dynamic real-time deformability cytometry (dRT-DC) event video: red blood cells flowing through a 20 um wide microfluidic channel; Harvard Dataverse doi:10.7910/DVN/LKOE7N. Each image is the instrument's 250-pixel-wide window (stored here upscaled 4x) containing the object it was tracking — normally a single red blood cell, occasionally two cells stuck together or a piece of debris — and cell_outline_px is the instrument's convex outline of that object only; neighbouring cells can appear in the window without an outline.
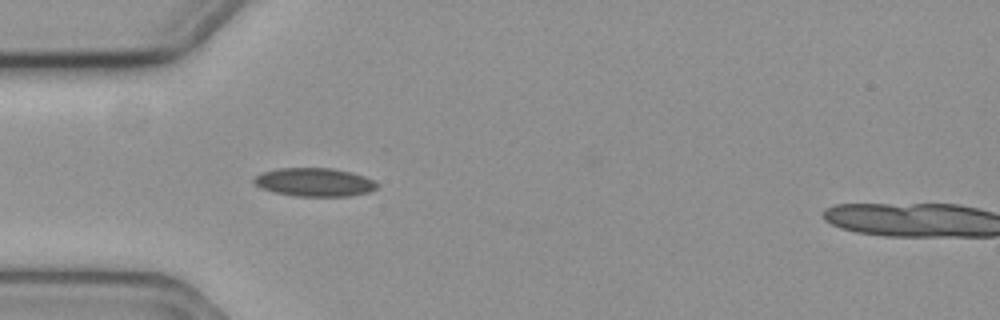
{"species": "common noctule bat (a hibernating species)", "species_latin": "Nyctalus noctula", "temperature_condition": "cold", "stored_images_in_passage": 30, "camera_frame_rate_fps": 3000, "um_per_image_px": 0.085, "animal": {"sex": "female", "body_mass_g": 19.3, "forearm_length_mm": 54.1}, "frame": {"image": 1, "passage_image": 1, "time_ms": 0.0, "image_size_px": [1000, 320], "cell_outline_px": [[376, 188], [368, 192], [348, 196], [292, 196], [260, 188], [252, 180], [256, 176], [264, 172], [276, 168], [332, 168], [364, 176], [372, 180], [376, 184]], "centroid_in_image_um": [26.69, 15.49], "position_along_channel_um": 58.3, "area_um2": 20.11}, "authors_computed_cell_mechanics": {"area_um2": 19.8832, "velocity_mm_per_s": 3.57, "shape_relaxation_time_tau1_ms": 2.8581, "shape_relaxation_time_tau2_ms": 6.6883, "deformation_change_tau1": 0.0995, "deformation_change_tau2": 0.1284}}